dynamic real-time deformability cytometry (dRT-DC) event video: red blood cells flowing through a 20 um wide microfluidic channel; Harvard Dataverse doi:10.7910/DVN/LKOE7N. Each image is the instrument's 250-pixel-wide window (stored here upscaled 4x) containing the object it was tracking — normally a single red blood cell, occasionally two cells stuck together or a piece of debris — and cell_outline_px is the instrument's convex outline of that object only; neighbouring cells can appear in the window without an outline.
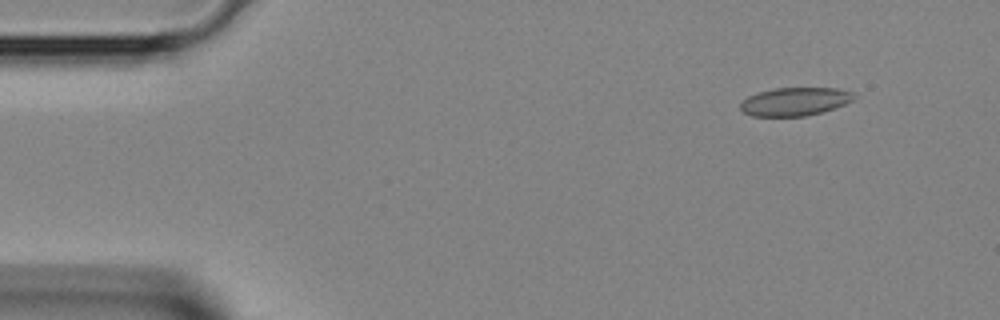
{"species": "Egyptian fruit bat (a non-hibernating species)", "species_latin": "Rousettus aegyptiacus", "temperature_condition": "room temperature", "stored_images_in_passage": 3, "segment_of_instrument_passage": [2, 2], "camera_frame_rate_fps": 3000, "um_per_image_px": 0.085, "animal": {"sex": "female"}, "frame": {"image": 1, "passage_image": 3, "time_ms": 0.667, "image_size_px": [1000, 320], "cell_outline_px": [[856, 96], [852, 100], [844, 104], [824, 112], [808, 116], [752, 116], [744, 112], [740, 108], [740, 104], [748, 96], [760, 92], [776, 88], [836, 88], [852, 92]], "centroid_in_image_um": [67.58, 8.64], "position_along_channel_um": 17.4, "area_um2": 18.61}}